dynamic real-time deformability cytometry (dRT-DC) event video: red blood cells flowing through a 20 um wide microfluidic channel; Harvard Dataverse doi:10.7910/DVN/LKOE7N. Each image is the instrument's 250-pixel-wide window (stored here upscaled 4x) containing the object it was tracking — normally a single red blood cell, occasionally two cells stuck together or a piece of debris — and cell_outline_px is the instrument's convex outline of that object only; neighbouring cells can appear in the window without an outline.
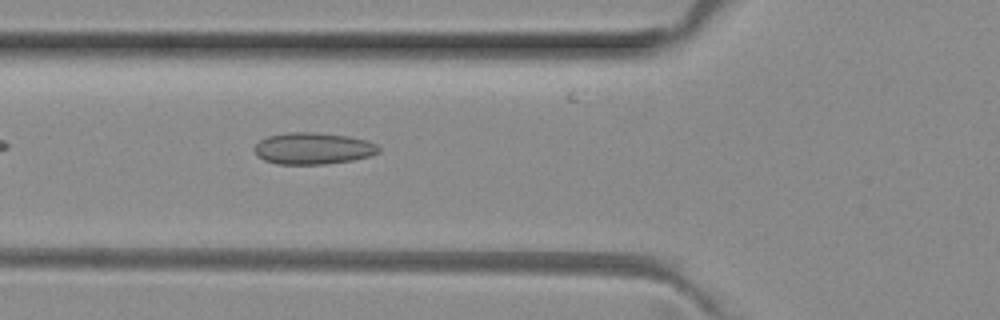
{"species": "common noctule bat (a hibernating species)", "species_latin": "Nyctalus noctula", "temperature_condition": "room temperature", "stored_images_in_passage": 6, "camera_frame_rate_fps": 3000, "um_per_image_px": 0.085, "animal": {"sex": "female", "body_mass_g": 29.2, "forearm_length_mm": 56.3}, "frame": {"image": 1, "passage_image": 6, "time_ms": 1.667, "image_size_px": [1000, 320], "cell_outline_px": [[380, 152], [368, 156], [352, 160], [324, 164], [276, 164], [264, 160], [256, 156], [252, 148], [260, 140], [268, 136], [288, 132], [316, 132], [348, 136], [368, 140], [376, 144], [380, 148]], "centroid_in_image_um": [26.58, 12.61], "position_along_channel_um": 99.2, "area_um2": 23.12}}